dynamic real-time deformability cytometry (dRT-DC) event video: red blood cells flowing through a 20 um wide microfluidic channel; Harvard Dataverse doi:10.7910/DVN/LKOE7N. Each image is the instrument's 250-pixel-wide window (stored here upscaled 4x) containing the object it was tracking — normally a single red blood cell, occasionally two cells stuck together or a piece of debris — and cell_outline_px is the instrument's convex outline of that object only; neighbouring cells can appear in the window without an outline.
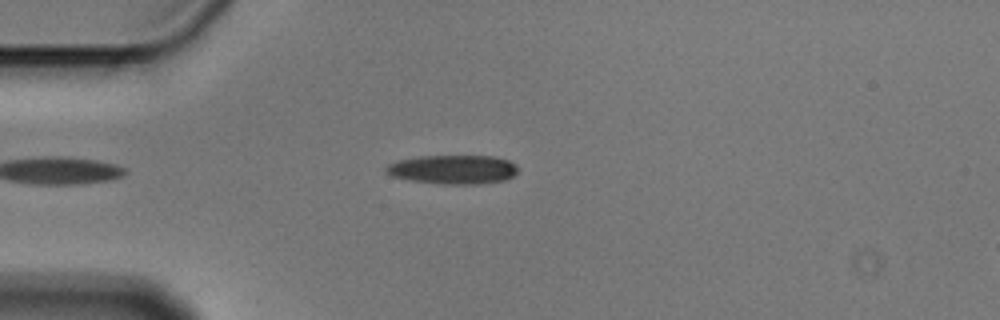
{"species": "Egyptian fruit bat (a non-hibernating species)", "species_latin": "Rousettus aegyptiacus", "temperature_condition": "cold", "stored_images_in_passage": 5, "camera_frame_rate_fps": 3000, "um_per_image_px": 0.085, "animal": {"sex": "male"}, "frame": {"image": 1, "passage_image": 5, "time_ms": 1.333, "image_size_px": [1000, 320], "cell_outline_px": [[516, 172], [512, 176], [504, 180], [480, 184], [444, 184], [412, 180], [392, 176], [384, 172], [384, 168], [388, 164], [400, 160], [420, 156], [496, 156], [508, 160], [516, 164]], "centroid_in_image_um": [38.5, 14.4], "position_along_channel_um": 46.5, "area_um2": 22.2}}